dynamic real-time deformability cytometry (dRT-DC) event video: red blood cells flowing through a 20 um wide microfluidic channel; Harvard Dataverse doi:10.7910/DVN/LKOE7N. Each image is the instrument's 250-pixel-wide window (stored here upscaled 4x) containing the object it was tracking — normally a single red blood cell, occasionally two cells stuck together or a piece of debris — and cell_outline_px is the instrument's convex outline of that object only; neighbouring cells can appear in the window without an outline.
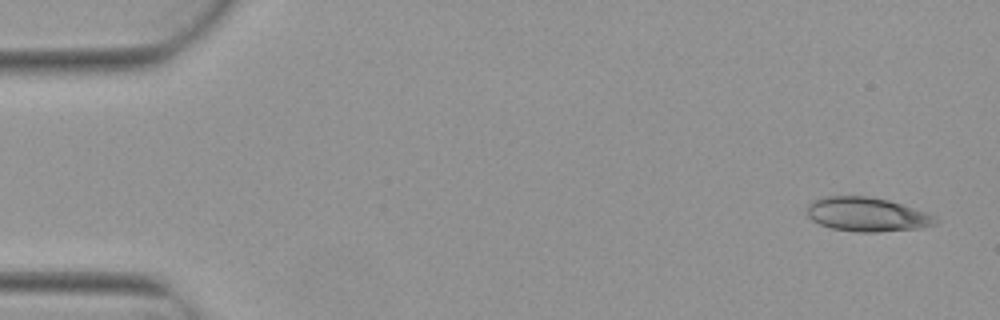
{"species": "Egyptian fruit bat (a non-hibernating species)", "species_latin": "Rousettus aegyptiacus", "temperature_condition": "warm", "stored_images_in_passage": 6, "camera_frame_rate_fps": 3000, "um_per_image_px": 0.085, "animal": {"sex": "female"}, "frame": {"image": 1, "passage_image": 1, "time_ms": 0.0, "image_size_px": [1000, 320], "cell_outline_px": [[940, 220], [936, 224], [920, 228], [880, 232], [856, 232], [832, 228], [820, 224], [812, 220], [808, 216], [808, 204], [812, 200], [824, 196], [868, 196], [888, 200], [936, 216]], "centroid_in_image_um": [73.69, 18.23], "position_along_channel_um": 11.3, "area_um2": 25.49}}
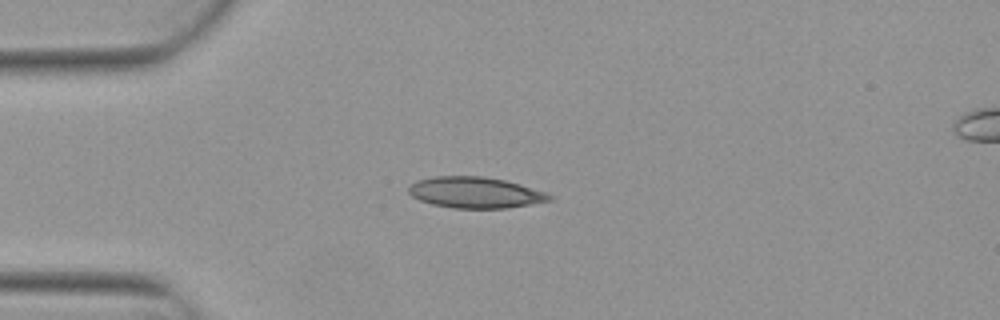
{"frame": {"image": 2, "passage_image": 4, "time_ms": 1.0, "image_size_px": [1000, 320], "cell_outline_px": [[552, 200], [504, 208], [452, 208], [432, 204], [420, 200], [412, 196], [408, 192], [408, 188], [416, 180], [436, 176], [484, 176], [504, 180], [520, 184], [544, 192], [552, 196]], "centroid_in_image_um": [40.35, 16.36], "position_along_channel_um": 44.6, "area_um2": 25.26}}
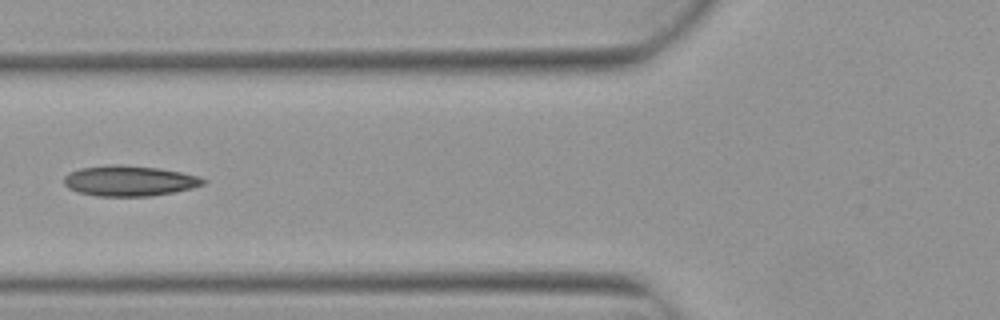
{"frame": {"image": 3, "passage_image": 6, "time_ms": 1.667, "image_size_px": [1000, 320], "cell_outline_px": [[208, 180], [204, 184], [192, 188], [176, 192], [152, 196], [96, 196], [76, 192], [68, 188], [64, 184], [64, 176], [68, 172], [80, 168], [108, 164], [116, 164], [160, 168], [200, 176]], "centroid_in_image_um": [10.99, 15.37], "position_along_channel_um": 114.8, "area_um2": 25.09}}